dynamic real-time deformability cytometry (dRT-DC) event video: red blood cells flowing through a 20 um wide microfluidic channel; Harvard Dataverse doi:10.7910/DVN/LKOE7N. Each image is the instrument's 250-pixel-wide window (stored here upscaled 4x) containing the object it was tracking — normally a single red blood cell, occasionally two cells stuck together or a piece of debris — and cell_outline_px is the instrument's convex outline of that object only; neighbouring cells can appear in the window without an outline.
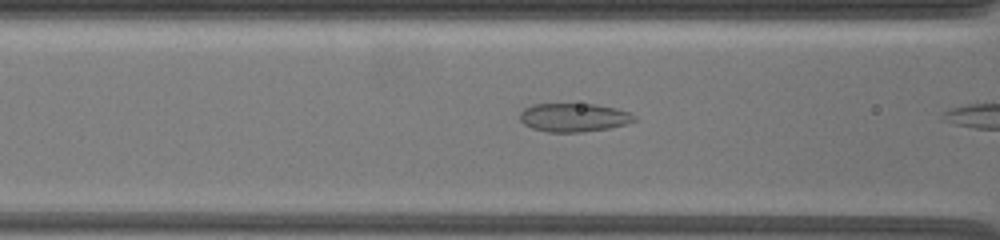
{"species": "common noctule bat (a hibernating species)", "species_latin": "Nyctalus noctula", "temperature_condition": "warm", "stored_images_in_passage": 8, "camera_frame_rate_fps": 3000, "um_per_image_px": 0.085, "animal": {"sex": "female", "body_mass_g": 19.5, "forearm_length_mm": 54.1}, "frame": {"image": 1, "passage_image": 6, "time_ms": 2.333, "image_size_px": [1000, 240], "cell_outline_px": [[636, 120], [624, 124], [608, 128], [580, 132], [548, 132], [532, 128], [524, 124], [520, 120], [520, 112], [524, 108], [532, 104], [596, 104], [616, 108], [628, 112], [636, 116]], "centroid_in_image_um": [48.75, 9.98], "position_along_channel_um": 117.9, "area_um2": 18.96}}